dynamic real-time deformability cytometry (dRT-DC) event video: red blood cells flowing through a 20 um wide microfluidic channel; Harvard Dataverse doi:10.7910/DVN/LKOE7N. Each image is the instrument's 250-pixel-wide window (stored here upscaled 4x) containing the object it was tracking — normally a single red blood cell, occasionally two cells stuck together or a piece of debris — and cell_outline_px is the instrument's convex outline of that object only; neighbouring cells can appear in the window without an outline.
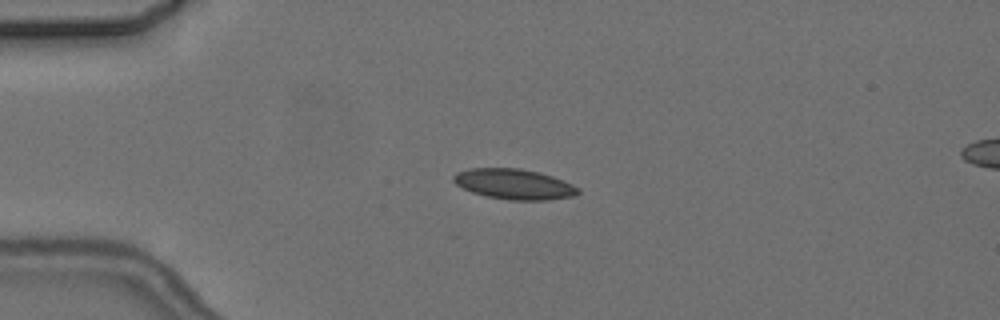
{"species": "common noctule bat (a hibernating species)", "species_latin": "Nyctalus noctula", "temperature_condition": "cold", "stored_images_in_passage": 5, "camera_frame_rate_fps": 3000, "um_per_image_px": 0.085, "animal": {"sex": "female", "body_mass_g": 24.6, "forearm_length_mm": 56.2}, "frame": {"image": 1, "passage_image": 4, "time_ms": 4.667, "image_size_px": [1000, 320], "cell_outline_px": [[580, 192], [576, 196], [548, 200], [508, 200], [488, 196], [472, 192], [456, 184], [452, 180], [452, 176], [456, 172], [468, 168], [520, 168], [540, 172], [552, 176], [572, 184], [580, 188]], "centroid_in_image_um": [43.71, 15.65], "position_along_channel_um": 41.3, "area_um2": 22.2}}